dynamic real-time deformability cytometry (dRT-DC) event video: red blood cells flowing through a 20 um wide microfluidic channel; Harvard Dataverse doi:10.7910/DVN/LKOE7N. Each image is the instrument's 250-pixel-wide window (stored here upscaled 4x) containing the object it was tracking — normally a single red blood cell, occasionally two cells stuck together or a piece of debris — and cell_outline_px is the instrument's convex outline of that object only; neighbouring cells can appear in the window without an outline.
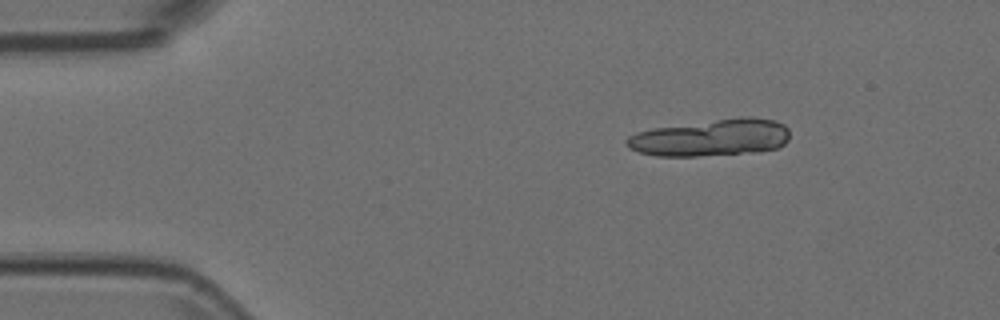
{"species": "Egyptian fruit bat (a non-hibernating species)", "species_latin": "Rousettus aegyptiacus", "temperature_condition": "room temperature", "stored_images_in_passage": 33, "camera_frame_rate_fps": 3000, "um_per_image_px": 0.085, "animal": {"sex": "female"}, "frame": {"image": 1, "passage_image": 1, "time_ms": 0.0, "image_size_px": [1000, 320], "cell_outline_px": [[788, 140], [784, 144], [776, 148], [756, 152], [696, 156], [656, 156], [640, 152], [628, 148], [624, 140], [628, 136], [636, 132], [652, 128], [740, 116], [752, 116], [776, 120], [784, 124], [788, 128]], "centroid_in_image_um": [60.44, 11.69], "position_along_channel_um": 24.6, "area_um2": 35.49}}